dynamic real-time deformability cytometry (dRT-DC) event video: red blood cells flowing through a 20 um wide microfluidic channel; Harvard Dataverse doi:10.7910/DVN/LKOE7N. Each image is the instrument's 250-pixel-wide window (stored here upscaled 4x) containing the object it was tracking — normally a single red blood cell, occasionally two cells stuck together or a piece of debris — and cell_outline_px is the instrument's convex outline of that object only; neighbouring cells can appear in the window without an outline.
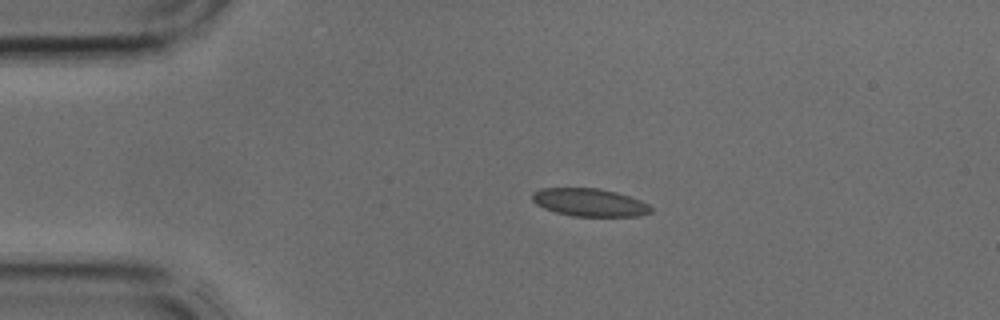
{"species": "common noctule bat (a hibernating species)", "species_latin": "Nyctalus noctula", "temperature_condition": "cold", "stored_images_in_passage": 4, "camera_frame_rate_fps": 3000, "um_per_image_px": 0.085, "animal": {"sex": "male", "body_mass_g": 17.9, "forearm_length_mm": 54.2}, "frame": {"image": 1, "passage_image": 2, "time_ms": 0.333, "image_size_px": [1000, 320], "cell_outline_px": [[652, 212], [636, 216], [572, 216], [556, 212], [544, 208], [536, 204], [532, 200], [532, 192], [540, 188], [600, 188], [616, 192], [640, 200], [648, 204], [652, 208]], "centroid_in_image_um": [50.09, 17.2], "position_along_channel_um": 34.9, "area_um2": 19.25}}